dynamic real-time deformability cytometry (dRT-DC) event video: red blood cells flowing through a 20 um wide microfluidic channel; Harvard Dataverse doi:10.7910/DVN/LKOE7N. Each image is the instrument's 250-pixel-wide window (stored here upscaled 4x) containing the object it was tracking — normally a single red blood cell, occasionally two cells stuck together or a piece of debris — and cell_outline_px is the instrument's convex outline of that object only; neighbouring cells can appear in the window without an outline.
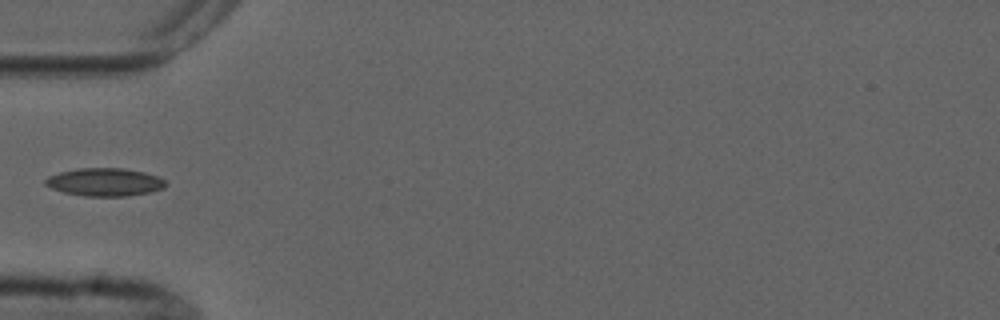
{"species": "common noctule bat (a hibernating species)", "species_latin": "Nyctalus noctula", "temperature_condition": "cold", "stored_images_in_passage": 5, "camera_frame_rate_fps": 3000, "um_per_image_px": 0.085, "animal": {"sex": "male", "forearm_length_mm": 52.5}, "frame": {"image": 1, "passage_image": 5, "time_ms": 4.667, "image_size_px": [1000, 320], "cell_outline_px": [[168, 184], [164, 188], [148, 192], [128, 196], [84, 196], [64, 192], [52, 188], [44, 184], [44, 180], [48, 176], [60, 172], [80, 168], [124, 168], [144, 172], [160, 176]], "centroid_in_image_um": [8.93, 15.47], "position_along_channel_um": 76.1, "area_um2": 19.65}}